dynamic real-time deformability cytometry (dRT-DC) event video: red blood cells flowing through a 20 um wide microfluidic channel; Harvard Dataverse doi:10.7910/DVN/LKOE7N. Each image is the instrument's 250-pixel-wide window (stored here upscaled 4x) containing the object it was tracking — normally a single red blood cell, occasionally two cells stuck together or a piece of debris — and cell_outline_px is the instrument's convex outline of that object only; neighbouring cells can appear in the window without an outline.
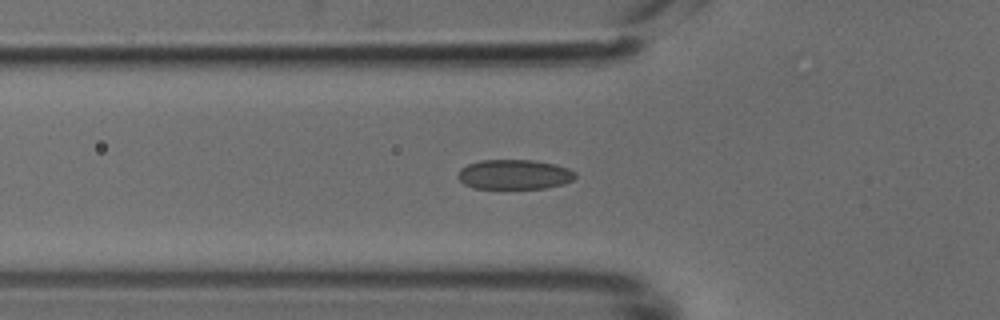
{"species": "common noctule bat (a hibernating species)", "species_latin": "Nyctalus noctula", "temperature_condition": "cold", "stored_images_in_passage": 44, "camera_frame_rate_fps": 3000, "um_per_image_px": 0.085, "animal": {"sex": "male", "body_mass_g": 18.8}, "frame": {"image": 1, "passage_image": 16, "time_ms": 5.0, "image_size_px": [1000, 320], "cell_outline_px": [[576, 176], [572, 180], [564, 184], [544, 188], [472, 188], [464, 184], [456, 176], [460, 168], [468, 164], [480, 160], [532, 160], [556, 164], [568, 168], [576, 172]], "centroid_in_image_um": [43.71, 14.82], "position_along_channel_um": 82.1, "area_um2": 20.46}}
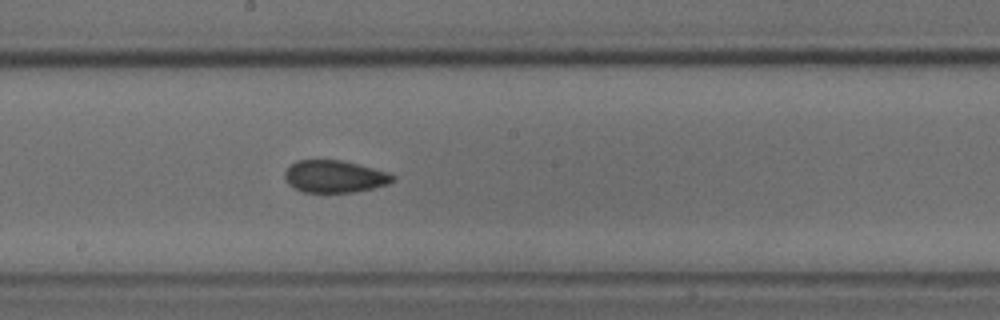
{"frame": {"image": 2, "passage_image": 26, "time_ms": 8.333, "image_size_px": [1000, 320], "cell_outline_px": [[396, 180], [388, 184], [372, 188], [352, 192], [304, 192], [288, 184], [284, 180], [284, 172], [296, 160], [344, 160], [360, 164], [388, 172], [396, 176]], "centroid_in_image_um": [28.46, 14.99], "position_along_channel_um": 219.7, "area_um2": 20.4}}
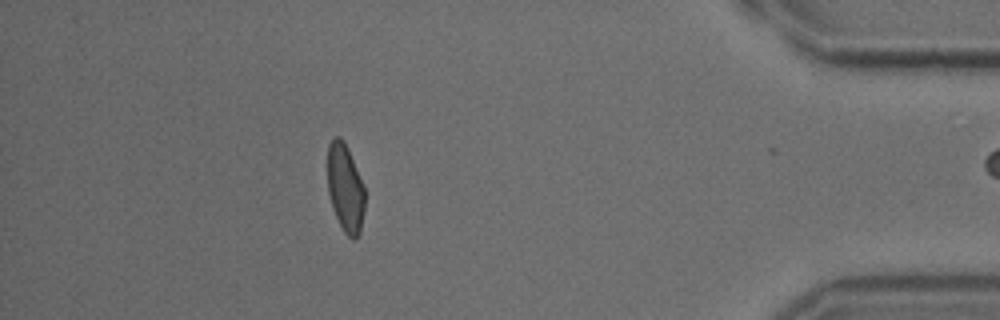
{"frame": {"image": 3, "passage_image": 43, "time_ms": 14.0, "image_size_px": [1000, 320], "cell_outline_px": [[364, 208], [360, 232], [352, 240], [344, 232], [336, 216], [328, 192], [328, 144], [336, 136], [340, 136], [344, 140], [348, 148], [364, 184]], "centroid_in_image_um": [29.35, 15.94], "position_along_channel_um": 405.8, "area_um2": 19.02}}